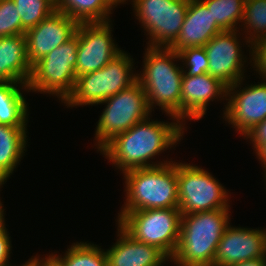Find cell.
Masks as SVG:
<instances>
[{
  "label": "cell",
  "instance_id": "1",
  "mask_svg": "<svg viewBox=\"0 0 266 266\" xmlns=\"http://www.w3.org/2000/svg\"><path fill=\"white\" fill-rule=\"evenodd\" d=\"M150 117L152 116L114 137L100 150L108 162H112L121 173L173 162L172 159L160 162L150 159L155 160V156L172 149L174 145L177 146L183 139L186 127L178 119H172L173 122L169 123L154 121Z\"/></svg>",
  "mask_w": 266,
  "mask_h": 266
},
{
  "label": "cell",
  "instance_id": "2",
  "mask_svg": "<svg viewBox=\"0 0 266 266\" xmlns=\"http://www.w3.org/2000/svg\"><path fill=\"white\" fill-rule=\"evenodd\" d=\"M230 208L181 215L180 237L170 260L176 266H214L218 244L230 225Z\"/></svg>",
  "mask_w": 266,
  "mask_h": 266
},
{
  "label": "cell",
  "instance_id": "3",
  "mask_svg": "<svg viewBox=\"0 0 266 266\" xmlns=\"http://www.w3.org/2000/svg\"><path fill=\"white\" fill-rule=\"evenodd\" d=\"M179 60L178 53L170 48L147 46L143 70L137 74V81L146 93L151 111L159 106L160 110L171 117L170 120L178 119L181 122V87L184 72L182 65L176 64Z\"/></svg>",
  "mask_w": 266,
  "mask_h": 266
},
{
  "label": "cell",
  "instance_id": "4",
  "mask_svg": "<svg viewBox=\"0 0 266 266\" xmlns=\"http://www.w3.org/2000/svg\"><path fill=\"white\" fill-rule=\"evenodd\" d=\"M122 174L126 199L117 221L130 211L179 208L177 162L135 168Z\"/></svg>",
  "mask_w": 266,
  "mask_h": 266
},
{
  "label": "cell",
  "instance_id": "5",
  "mask_svg": "<svg viewBox=\"0 0 266 266\" xmlns=\"http://www.w3.org/2000/svg\"><path fill=\"white\" fill-rule=\"evenodd\" d=\"M131 57L122 50L100 70L77 77L72 94L64 102L65 106L98 105L130 87L137 81L138 74L134 71V59Z\"/></svg>",
  "mask_w": 266,
  "mask_h": 266
},
{
  "label": "cell",
  "instance_id": "6",
  "mask_svg": "<svg viewBox=\"0 0 266 266\" xmlns=\"http://www.w3.org/2000/svg\"><path fill=\"white\" fill-rule=\"evenodd\" d=\"M78 33L32 65L29 92H40L58 97L62 103L72 94L77 75L75 72Z\"/></svg>",
  "mask_w": 266,
  "mask_h": 266
},
{
  "label": "cell",
  "instance_id": "7",
  "mask_svg": "<svg viewBox=\"0 0 266 266\" xmlns=\"http://www.w3.org/2000/svg\"><path fill=\"white\" fill-rule=\"evenodd\" d=\"M179 208L146 209L124 214L117 224L136 241L155 246L170 260L180 237Z\"/></svg>",
  "mask_w": 266,
  "mask_h": 266
},
{
  "label": "cell",
  "instance_id": "8",
  "mask_svg": "<svg viewBox=\"0 0 266 266\" xmlns=\"http://www.w3.org/2000/svg\"><path fill=\"white\" fill-rule=\"evenodd\" d=\"M105 104L95 131V146L100 151L110 140L129 130L133 125L151 116L146 93L136 81L99 103Z\"/></svg>",
  "mask_w": 266,
  "mask_h": 266
},
{
  "label": "cell",
  "instance_id": "9",
  "mask_svg": "<svg viewBox=\"0 0 266 266\" xmlns=\"http://www.w3.org/2000/svg\"><path fill=\"white\" fill-rule=\"evenodd\" d=\"M177 178L182 215L230 207L228 190L201 166L177 162Z\"/></svg>",
  "mask_w": 266,
  "mask_h": 266
},
{
  "label": "cell",
  "instance_id": "10",
  "mask_svg": "<svg viewBox=\"0 0 266 266\" xmlns=\"http://www.w3.org/2000/svg\"><path fill=\"white\" fill-rule=\"evenodd\" d=\"M130 1V0H129ZM135 18L153 48H170L176 41L188 10L189 0H131Z\"/></svg>",
  "mask_w": 266,
  "mask_h": 266
},
{
  "label": "cell",
  "instance_id": "11",
  "mask_svg": "<svg viewBox=\"0 0 266 266\" xmlns=\"http://www.w3.org/2000/svg\"><path fill=\"white\" fill-rule=\"evenodd\" d=\"M243 80L227 88L222 117L242 137L266 119V81L241 88Z\"/></svg>",
  "mask_w": 266,
  "mask_h": 266
},
{
  "label": "cell",
  "instance_id": "12",
  "mask_svg": "<svg viewBox=\"0 0 266 266\" xmlns=\"http://www.w3.org/2000/svg\"><path fill=\"white\" fill-rule=\"evenodd\" d=\"M110 22L79 23L75 67L77 77L100 70L123 50L112 38L113 27Z\"/></svg>",
  "mask_w": 266,
  "mask_h": 266
},
{
  "label": "cell",
  "instance_id": "13",
  "mask_svg": "<svg viewBox=\"0 0 266 266\" xmlns=\"http://www.w3.org/2000/svg\"><path fill=\"white\" fill-rule=\"evenodd\" d=\"M240 33L239 30H224L204 46L209 60L208 73L227 88L245 77L244 65L248 58L240 46Z\"/></svg>",
  "mask_w": 266,
  "mask_h": 266
},
{
  "label": "cell",
  "instance_id": "14",
  "mask_svg": "<svg viewBox=\"0 0 266 266\" xmlns=\"http://www.w3.org/2000/svg\"><path fill=\"white\" fill-rule=\"evenodd\" d=\"M266 257L265 229L234 227L229 225L222 235L214 258V266Z\"/></svg>",
  "mask_w": 266,
  "mask_h": 266
},
{
  "label": "cell",
  "instance_id": "15",
  "mask_svg": "<svg viewBox=\"0 0 266 266\" xmlns=\"http://www.w3.org/2000/svg\"><path fill=\"white\" fill-rule=\"evenodd\" d=\"M78 25L73 18L56 10L38 25L28 29L25 36L30 64L33 65L72 38Z\"/></svg>",
  "mask_w": 266,
  "mask_h": 266
},
{
  "label": "cell",
  "instance_id": "16",
  "mask_svg": "<svg viewBox=\"0 0 266 266\" xmlns=\"http://www.w3.org/2000/svg\"><path fill=\"white\" fill-rule=\"evenodd\" d=\"M222 97V98H221ZM227 87L209 73L188 76L183 73L181 87V123L200 120L210 101L227 99Z\"/></svg>",
  "mask_w": 266,
  "mask_h": 266
},
{
  "label": "cell",
  "instance_id": "17",
  "mask_svg": "<svg viewBox=\"0 0 266 266\" xmlns=\"http://www.w3.org/2000/svg\"><path fill=\"white\" fill-rule=\"evenodd\" d=\"M224 31L200 0H189L188 10L180 33L170 49L204 47L216 34Z\"/></svg>",
  "mask_w": 266,
  "mask_h": 266
},
{
  "label": "cell",
  "instance_id": "18",
  "mask_svg": "<svg viewBox=\"0 0 266 266\" xmlns=\"http://www.w3.org/2000/svg\"><path fill=\"white\" fill-rule=\"evenodd\" d=\"M117 226L118 239L106 250L108 266H164L170 260L157 247L136 241Z\"/></svg>",
  "mask_w": 266,
  "mask_h": 266
},
{
  "label": "cell",
  "instance_id": "19",
  "mask_svg": "<svg viewBox=\"0 0 266 266\" xmlns=\"http://www.w3.org/2000/svg\"><path fill=\"white\" fill-rule=\"evenodd\" d=\"M32 65L27 56L25 35L0 38V82H17L27 85Z\"/></svg>",
  "mask_w": 266,
  "mask_h": 266
},
{
  "label": "cell",
  "instance_id": "20",
  "mask_svg": "<svg viewBox=\"0 0 266 266\" xmlns=\"http://www.w3.org/2000/svg\"><path fill=\"white\" fill-rule=\"evenodd\" d=\"M27 132V127L0 124V186L2 187L25 155Z\"/></svg>",
  "mask_w": 266,
  "mask_h": 266
},
{
  "label": "cell",
  "instance_id": "21",
  "mask_svg": "<svg viewBox=\"0 0 266 266\" xmlns=\"http://www.w3.org/2000/svg\"><path fill=\"white\" fill-rule=\"evenodd\" d=\"M25 91L29 92L25 84L0 82V124L27 127L29 107L23 95Z\"/></svg>",
  "mask_w": 266,
  "mask_h": 266
},
{
  "label": "cell",
  "instance_id": "22",
  "mask_svg": "<svg viewBox=\"0 0 266 266\" xmlns=\"http://www.w3.org/2000/svg\"><path fill=\"white\" fill-rule=\"evenodd\" d=\"M116 6L110 0H59L56 10L78 23L111 21L110 14Z\"/></svg>",
  "mask_w": 266,
  "mask_h": 266
},
{
  "label": "cell",
  "instance_id": "23",
  "mask_svg": "<svg viewBox=\"0 0 266 266\" xmlns=\"http://www.w3.org/2000/svg\"><path fill=\"white\" fill-rule=\"evenodd\" d=\"M100 247L83 241L74 242L71 246L69 245L64 256L56 253H51V255L61 266H108L106 251Z\"/></svg>",
  "mask_w": 266,
  "mask_h": 266
},
{
  "label": "cell",
  "instance_id": "24",
  "mask_svg": "<svg viewBox=\"0 0 266 266\" xmlns=\"http://www.w3.org/2000/svg\"><path fill=\"white\" fill-rule=\"evenodd\" d=\"M241 23V29L245 30L243 33L246 32L243 40L249 44L251 55V43L266 35V0H245Z\"/></svg>",
  "mask_w": 266,
  "mask_h": 266
},
{
  "label": "cell",
  "instance_id": "25",
  "mask_svg": "<svg viewBox=\"0 0 266 266\" xmlns=\"http://www.w3.org/2000/svg\"><path fill=\"white\" fill-rule=\"evenodd\" d=\"M223 30H239L245 0H200ZM239 23V27L237 26Z\"/></svg>",
  "mask_w": 266,
  "mask_h": 266
},
{
  "label": "cell",
  "instance_id": "26",
  "mask_svg": "<svg viewBox=\"0 0 266 266\" xmlns=\"http://www.w3.org/2000/svg\"><path fill=\"white\" fill-rule=\"evenodd\" d=\"M13 2L21 17V25L26 31L56 11V5L51 0H13Z\"/></svg>",
  "mask_w": 266,
  "mask_h": 266
},
{
  "label": "cell",
  "instance_id": "27",
  "mask_svg": "<svg viewBox=\"0 0 266 266\" xmlns=\"http://www.w3.org/2000/svg\"><path fill=\"white\" fill-rule=\"evenodd\" d=\"M21 17L13 0H0V38L13 35H25Z\"/></svg>",
  "mask_w": 266,
  "mask_h": 266
},
{
  "label": "cell",
  "instance_id": "28",
  "mask_svg": "<svg viewBox=\"0 0 266 266\" xmlns=\"http://www.w3.org/2000/svg\"><path fill=\"white\" fill-rule=\"evenodd\" d=\"M177 53L183 62L182 69L186 75L198 76L208 73L209 60L204 47L186 48Z\"/></svg>",
  "mask_w": 266,
  "mask_h": 266
},
{
  "label": "cell",
  "instance_id": "29",
  "mask_svg": "<svg viewBox=\"0 0 266 266\" xmlns=\"http://www.w3.org/2000/svg\"><path fill=\"white\" fill-rule=\"evenodd\" d=\"M249 59V64L252 63L251 66L254 71L258 72L262 81H266V35L251 43V56H249Z\"/></svg>",
  "mask_w": 266,
  "mask_h": 266
},
{
  "label": "cell",
  "instance_id": "30",
  "mask_svg": "<svg viewBox=\"0 0 266 266\" xmlns=\"http://www.w3.org/2000/svg\"><path fill=\"white\" fill-rule=\"evenodd\" d=\"M244 137L250 139V143H252V147L256 152L266 142V119L258 123Z\"/></svg>",
  "mask_w": 266,
  "mask_h": 266
},
{
  "label": "cell",
  "instance_id": "31",
  "mask_svg": "<svg viewBox=\"0 0 266 266\" xmlns=\"http://www.w3.org/2000/svg\"><path fill=\"white\" fill-rule=\"evenodd\" d=\"M11 250V236L9 237V232L6 230L0 234V266H13L9 261Z\"/></svg>",
  "mask_w": 266,
  "mask_h": 266
},
{
  "label": "cell",
  "instance_id": "32",
  "mask_svg": "<svg viewBox=\"0 0 266 266\" xmlns=\"http://www.w3.org/2000/svg\"><path fill=\"white\" fill-rule=\"evenodd\" d=\"M28 266H61V264L50 254L41 258L39 255L32 256L25 262Z\"/></svg>",
  "mask_w": 266,
  "mask_h": 266
},
{
  "label": "cell",
  "instance_id": "33",
  "mask_svg": "<svg viewBox=\"0 0 266 266\" xmlns=\"http://www.w3.org/2000/svg\"><path fill=\"white\" fill-rule=\"evenodd\" d=\"M230 266H266V257L261 259H253L249 261L239 262Z\"/></svg>",
  "mask_w": 266,
  "mask_h": 266
},
{
  "label": "cell",
  "instance_id": "34",
  "mask_svg": "<svg viewBox=\"0 0 266 266\" xmlns=\"http://www.w3.org/2000/svg\"><path fill=\"white\" fill-rule=\"evenodd\" d=\"M257 158L259 161H261V164L263 168L266 167V142L255 152Z\"/></svg>",
  "mask_w": 266,
  "mask_h": 266
},
{
  "label": "cell",
  "instance_id": "35",
  "mask_svg": "<svg viewBox=\"0 0 266 266\" xmlns=\"http://www.w3.org/2000/svg\"><path fill=\"white\" fill-rule=\"evenodd\" d=\"M0 188H2V186H0ZM1 191V190H0ZM2 202H1V199H0V234L5 232L6 230H8L6 228V225H5V213H4V206H2Z\"/></svg>",
  "mask_w": 266,
  "mask_h": 266
},
{
  "label": "cell",
  "instance_id": "36",
  "mask_svg": "<svg viewBox=\"0 0 266 266\" xmlns=\"http://www.w3.org/2000/svg\"><path fill=\"white\" fill-rule=\"evenodd\" d=\"M115 6H118V5H120V4H124V2H125V4L127 3L126 1H128V0H110Z\"/></svg>",
  "mask_w": 266,
  "mask_h": 266
},
{
  "label": "cell",
  "instance_id": "37",
  "mask_svg": "<svg viewBox=\"0 0 266 266\" xmlns=\"http://www.w3.org/2000/svg\"><path fill=\"white\" fill-rule=\"evenodd\" d=\"M51 1L56 5L59 0H51Z\"/></svg>",
  "mask_w": 266,
  "mask_h": 266
},
{
  "label": "cell",
  "instance_id": "38",
  "mask_svg": "<svg viewBox=\"0 0 266 266\" xmlns=\"http://www.w3.org/2000/svg\"><path fill=\"white\" fill-rule=\"evenodd\" d=\"M264 173H265V174H264V176H265L264 178H265V180H266V167H265V169H264ZM265 182H266V181H265ZM265 184H266V183H265Z\"/></svg>",
  "mask_w": 266,
  "mask_h": 266
}]
</instances>
